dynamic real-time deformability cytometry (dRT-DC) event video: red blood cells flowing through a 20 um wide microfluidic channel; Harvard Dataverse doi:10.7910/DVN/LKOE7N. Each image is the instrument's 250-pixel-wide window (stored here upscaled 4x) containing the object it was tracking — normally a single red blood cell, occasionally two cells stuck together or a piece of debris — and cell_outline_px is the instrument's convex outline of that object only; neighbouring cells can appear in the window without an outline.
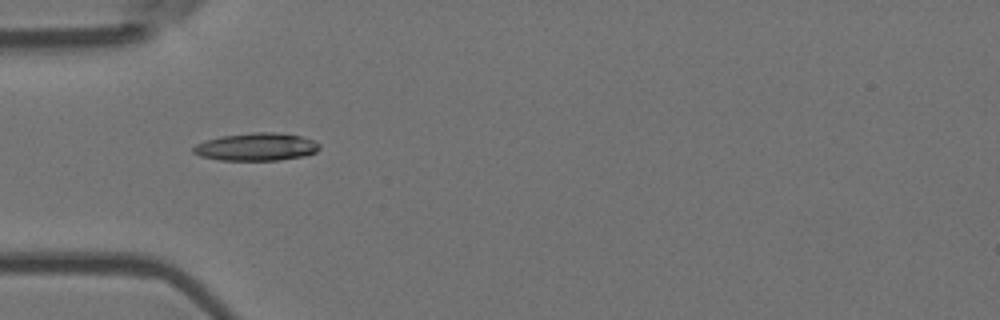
{"species": "Egyptian fruit bat (a non-hibernating species)", "species_latin": "Rousettus aegyptiacus", "temperature_condition": "room temperature", "stored_images_in_passage": 6, "camera_frame_rate_fps": 3000, "um_per_image_px": 0.085, "animal": {"sex": "female"}, "frame": {"image": 1, "passage_image": 1, "time_ms": 0.0, "image_size_px": [1000, 320], "cell_outline_px": [[320, 148], [316, 152], [304, 156], [276, 160], [220, 160], [200, 156], [192, 152], [192, 148], [196, 144], [220, 136], [252, 132], [276, 132], [300, 136], [312, 140], [320, 144]], "centroid_in_image_um": [21.78, 12.48], "position_along_channel_um": 63.2, "area_um2": 20.35}}
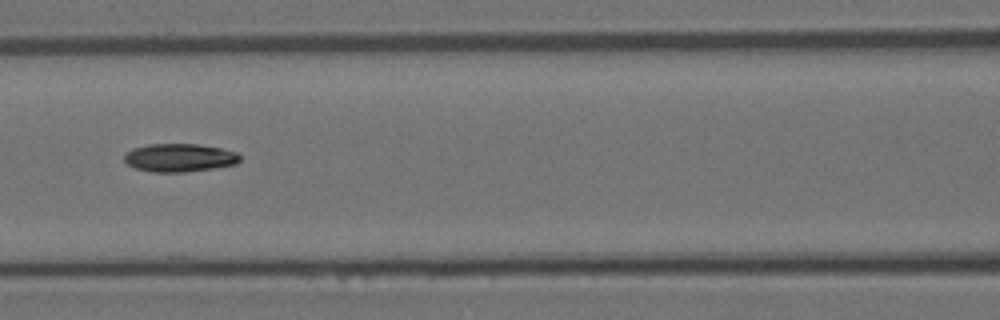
{"frame": {"image": 2, "passage_image": 3, "time_ms": 0.667, "image_size_px": [1000, 320], "cell_outline_px": [[240, 160], [236, 164], [212, 168], [184, 172], [152, 172], [136, 168], [128, 164], [124, 160], [124, 156], [132, 148], [148, 144], [196, 144], [220, 148], [236, 152], [240, 156]], "centroid_in_image_um": [15.24, 13.4], "position_along_channel_um": 151.4, "area_um2": 18.84}}
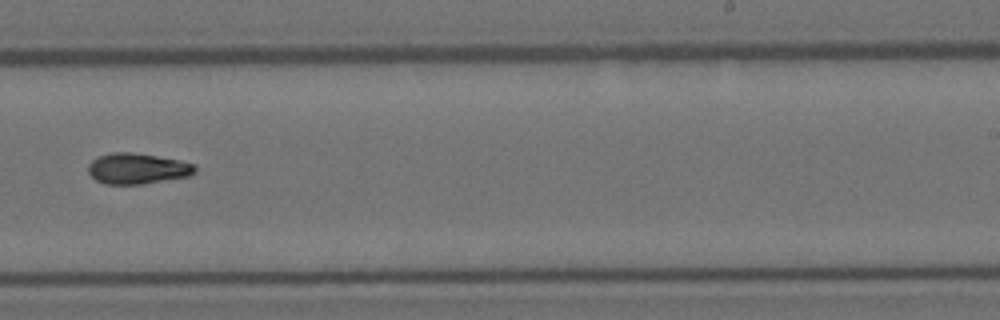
{"frame": {"image": 3, "passage_image": 6, "time_ms": 1.667, "image_size_px": [1000, 320], "cell_outline_px": [[196, 172], [188, 176], [140, 184], [104, 184], [96, 180], [88, 172], [88, 164], [92, 160], [100, 156], [112, 152], [132, 152], [180, 160], [196, 164]], "centroid_in_image_um": [11.67, 14.32], "position_along_channel_um": 277.3, "area_um2": 19.07}}